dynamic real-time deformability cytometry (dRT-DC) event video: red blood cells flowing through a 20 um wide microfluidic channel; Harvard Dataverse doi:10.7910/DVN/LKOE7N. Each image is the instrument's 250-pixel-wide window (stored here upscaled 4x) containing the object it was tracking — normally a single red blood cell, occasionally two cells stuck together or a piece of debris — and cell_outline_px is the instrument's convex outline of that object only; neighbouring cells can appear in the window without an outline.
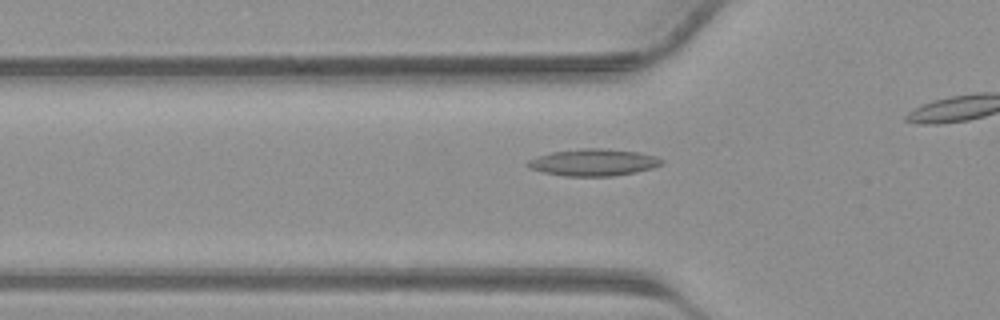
{"species": "common noctule bat (a hibernating species)", "species_latin": "Nyctalus noctula", "temperature_condition": "warm", "stored_images_in_passage": 23, "camera_frame_rate_fps": 3000, "um_per_image_px": 0.085, "animal": {"sex": "male", "body_mass_g": 23.1, "forearm_length_mm": 52.7}, "frame": {"image": 1, "passage_image": 4, "time_ms": 1.0, "image_size_px": [1000, 320], "cell_outline_px": [[664, 164], [652, 168], [636, 172], [612, 176], [564, 176], [544, 172], [528, 168], [524, 164], [528, 160], [536, 156], [552, 152], [580, 148], [600, 148], [636, 152], [656, 156], [664, 160]], "centroid_in_image_um": [50.42, 13.8], "position_along_channel_um": 75.4, "area_um2": 21.1}}
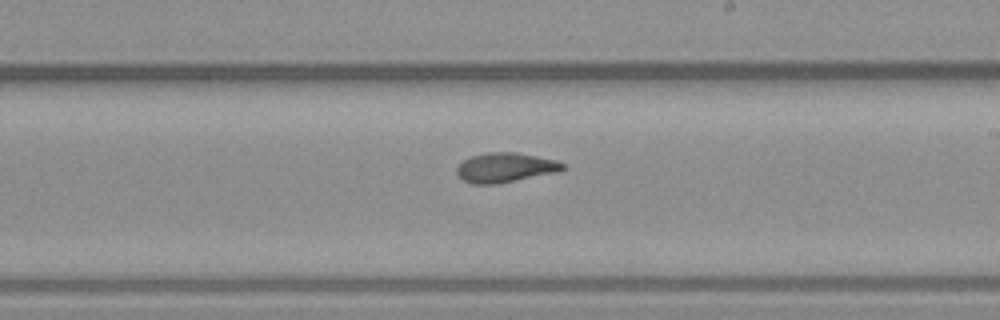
{"frame": {"image": 2, "passage_image": 14, "time_ms": 4.333, "image_size_px": [1000, 320], "cell_outline_px": [[568, 168], [560, 172], [496, 184], [472, 184], [464, 180], [456, 172], [456, 168], [464, 160], [472, 156], [484, 152], [516, 152], [556, 160], [564, 164]], "centroid_in_image_um": [42.99, 14.24], "position_along_channel_um": 246.0, "area_um2": 18.38}}
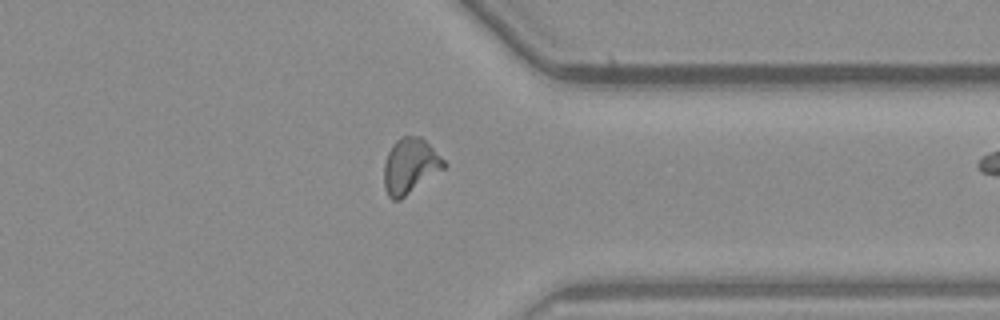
{"frame": {"image": 3, "passage_image": 22, "time_ms": 7.0, "image_size_px": [1000, 320], "cell_outline_px": [[448, 164], [444, 168], [400, 200], [392, 200], [388, 196], [384, 188], [384, 160], [388, 152], [396, 140], [400, 136], [420, 136]], "centroid_in_image_um": [34.83, 14.11], "position_along_channel_um": 376.6, "area_um2": 19.19}}